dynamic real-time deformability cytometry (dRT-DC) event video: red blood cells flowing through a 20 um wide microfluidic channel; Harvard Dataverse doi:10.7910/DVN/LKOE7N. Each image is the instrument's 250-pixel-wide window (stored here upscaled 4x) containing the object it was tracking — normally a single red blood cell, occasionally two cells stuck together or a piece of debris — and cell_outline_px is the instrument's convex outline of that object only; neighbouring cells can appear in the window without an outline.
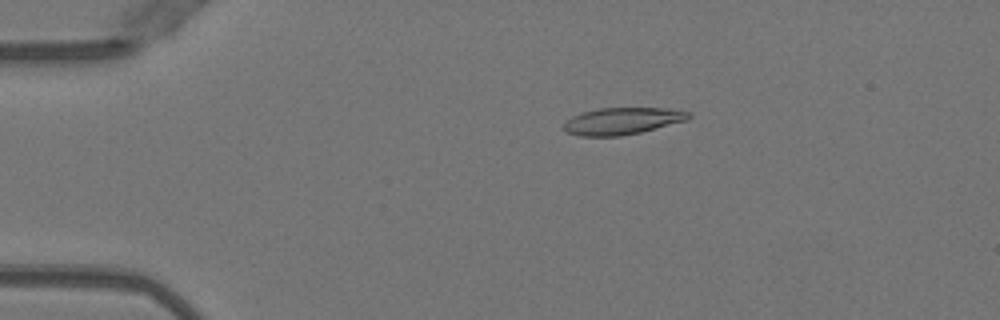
{"species": "Egyptian fruit bat (a non-hibernating species)", "species_latin": "Rousettus aegyptiacus", "temperature_condition": "warm", "stored_images_in_passage": 51, "camera_frame_rate_fps": 3000, "um_per_image_px": 0.085, "animal": {"sex": "female"}, "frame": {"image": 1, "passage_image": 10, "time_ms": 3.0, "image_size_px": [1000, 320], "cell_outline_px": [[692, 116], [688, 120], [640, 132], [620, 136], [580, 136], [568, 132], [564, 128], [564, 124], [572, 116], [584, 112], [600, 108], [668, 108], [692, 112]], "centroid_in_image_um": [52.96, 10.28], "position_along_channel_um": 32.0, "area_um2": 19.48}}
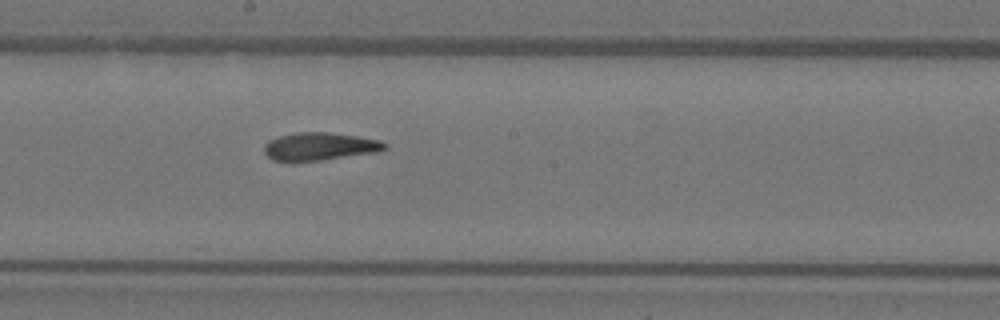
{"frame": {"image": 2, "passage_image": 28, "time_ms": 9.0, "image_size_px": [1000, 320], "cell_outline_px": [[388, 148], [376, 152], [320, 160], [272, 160], [264, 152], [264, 144], [268, 140], [276, 136], [296, 132], [328, 132], [356, 136], [380, 140], [388, 144]], "centroid_in_image_um": [27.17, 12.42], "position_along_channel_um": 221.0, "area_um2": 19.42}}
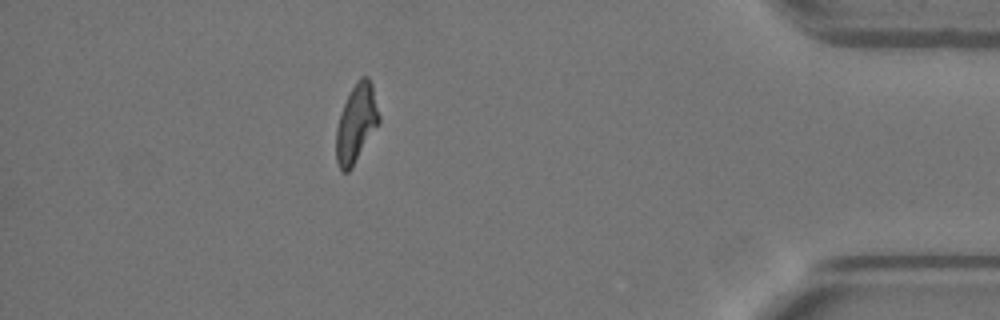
{"frame": {"image": 3, "passage_image": 45, "time_ms": 14.667, "image_size_px": [1000, 320], "cell_outline_px": [[380, 124], [352, 168], [348, 172], [340, 172], [336, 160], [336, 128], [344, 104], [356, 80], [360, 76], [368, 76], [372, 84], [380, 116]], "centroid_in_image_um": [30.3, 10.51], "position_along_channel_um": 404.9, "area_um2": 19.77}, "authors_computed_cell_mechanics": {"area_um2": 19.652, "velocity_mm_per_s": 4.0231, "shape_relaxation_time_tau1_ms": 9.2008, "shape_relaxation_time_tau2_ms": 3.002, "deformation_change_tau1": 0.285, "deformation_change_tau2": 0.0987}}